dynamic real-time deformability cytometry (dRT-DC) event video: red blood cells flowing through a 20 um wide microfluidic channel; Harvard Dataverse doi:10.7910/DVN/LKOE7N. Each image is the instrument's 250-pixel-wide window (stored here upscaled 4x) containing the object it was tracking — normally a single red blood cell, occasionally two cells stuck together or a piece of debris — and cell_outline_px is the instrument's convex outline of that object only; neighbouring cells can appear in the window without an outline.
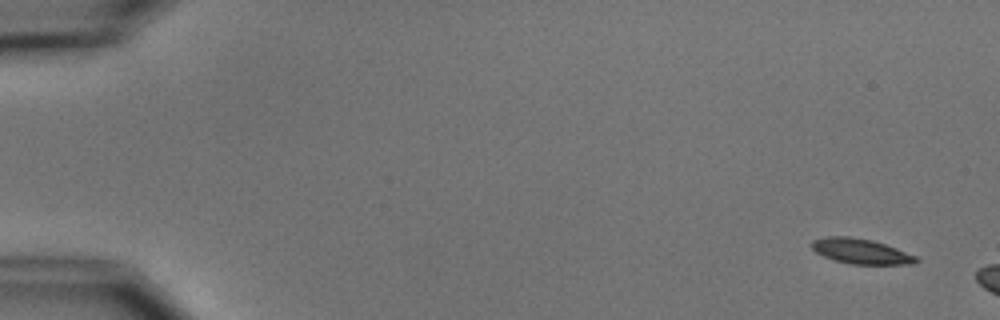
{"species": "common noctule bat (a hibernating species)", "species_latin": "Nyctalus noctula", "temperature_condition": "cold", "stored_images_in_passage": 3, "camera_frame_rate_fps": 3000, "um_per_image_px": 0.085, "animal": {"sex": "male", "body_mass_g": 15.6}, "frame": {"image": 1, "passage_image": 1, "time_ms": 0.0, "image_size_px": [1000, 320], "cell_outline_px": [[920, 260], [916, 264], [848, 264], [824, 256], [816, 252], [812, 248], [812, 240], [824, 236], [848, 236], [872, 240], [896, 248], [916, 256]], "centroid_in_image_um": [73.18, 21.35], "position_along_channel_um": 11.8, "area_um2": 15.26}}